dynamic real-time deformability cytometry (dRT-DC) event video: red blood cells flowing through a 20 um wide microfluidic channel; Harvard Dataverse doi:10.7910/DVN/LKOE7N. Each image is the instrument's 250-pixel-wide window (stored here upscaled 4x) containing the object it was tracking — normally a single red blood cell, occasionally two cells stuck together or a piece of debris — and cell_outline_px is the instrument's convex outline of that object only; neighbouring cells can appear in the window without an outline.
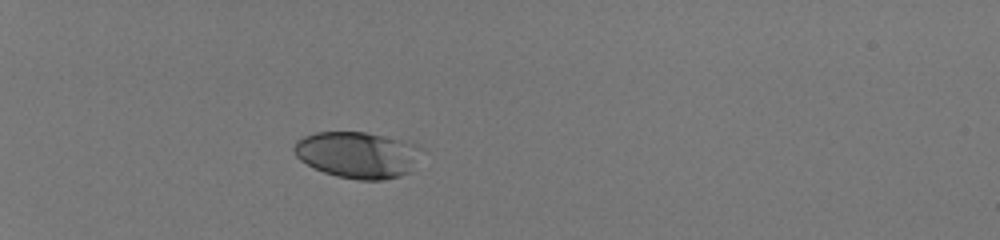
{"species": "human", "species_latin": "Homo sapiens", "temperature_condition": "room temperature", "stored_images_in_passage": 35, "camera_frame_rate_fps": 3000, "um_per_image_px": 0.085, "donor": {"sex": "male"}, "frame": {"image": 1, "passage_image": 1, "time_ms": 0.0, "image_size_px": [1000, 240], "cell_outline_px": [[420, 148], [412, 172], [400, 176], [384, 180], [360, 180], [336, 176], [324, 172], [300, 160], [296, 156], [292, 148], [296, 140], [304, 136], [316, 132], [364, 132], [416, 144]], "centroid_in_image_um": [30.36, 13.17], "position_along_channel_um": 54.6, "area_um2": 34.22}}
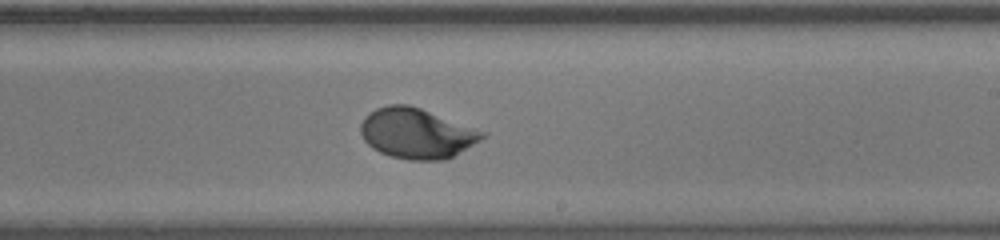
{"frame": {"image": 2, "passage_image": 19, "time_ms": 6.0, "image_size_px": [1000, 240], "cell_outline_px": [[488, 136], [452, 156], [444, 160], [408, 160], [388, 156], [372, 148], [364, 140], [360, 132], [360, 124], [364, 116], [368, 112], [376, 108], [388, 104], [408, 104], [420, 108], [488, 132]], "centroid_in_image_um": [35.4, 11.33], "position_along_channel_um": 253.6, "area_um2": 35.89}}
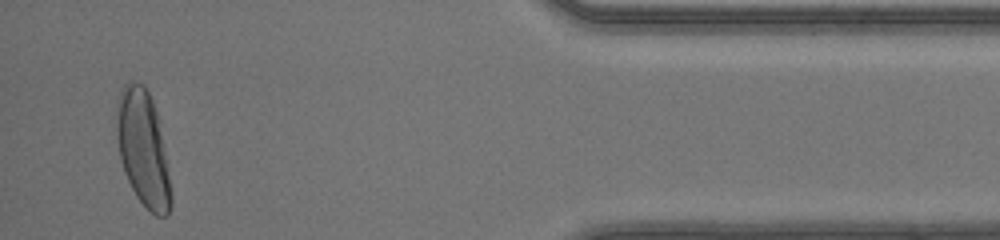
{"frame": {"image": 3, "passage_image": 34, "time_ms": 11.0, "image_size_px": [1000, 240], "cell_outline_px": [[172, 204], [168, 216], [156, 216], [136, 196], [124, 172], [120, 160], [112, 116], [120, 92], [124, 84], [128, 80], [132, 80], [144, 84], [152, 100], [156, 112], [172, 196]], "centroid_in_image_um": [12.08, 12.56], "position_along_channel_um": 423.1, "area_um2": 36.76}, "authors_computed_cell_mechanics": {"area_um2": 33.9286, "velocity_mm_per_s": 4.1713, "shape_relaxation_time_tau1_ms": 2.4904, "shape_relaxation_time_tau2_ms": null, "deformation_change_tau1": 0.1806, "deformation_change_tau2": null}}